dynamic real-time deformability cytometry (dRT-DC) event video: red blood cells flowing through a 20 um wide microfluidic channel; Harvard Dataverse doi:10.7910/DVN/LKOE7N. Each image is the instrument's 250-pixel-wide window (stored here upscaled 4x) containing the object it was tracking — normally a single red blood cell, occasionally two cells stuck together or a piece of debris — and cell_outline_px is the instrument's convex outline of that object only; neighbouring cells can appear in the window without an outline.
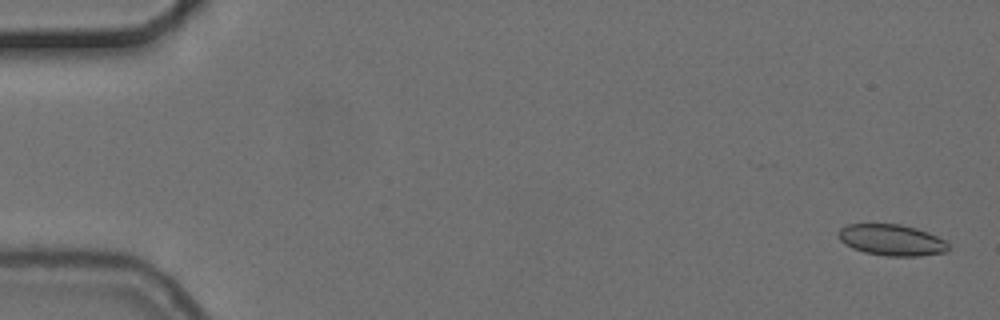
{"species": "common noctule bat (a hibernating species)", "species_latin": "Nyctalus noctula", "temperature_condition": "cold", "stored_images_in_passage": 6, "camera_frame_rate_fps": 3000, "um_per_image_px": 0.085, "animal": {"sex": "female", "body_mass_g": 24.6, "forearm_length_mm": 56.2}, "frame": {"image": 1, "passage_image": 1, "time_ms": 0.0, "image_size_px": [1000, 320], "cell_outline_px": [[948, 252], [920, 256], [884, 256], [864, 252], [852, 248], [844, 244], [840, 240], [840, 228], [848, 224], [900, 224], [916, 228], [928, 232], [944, 240], [948, 244]], "centroid_in_image_um": [75.8, 20.41], "position_along_channel_um": 9.2, "area_um2": 20.0}}
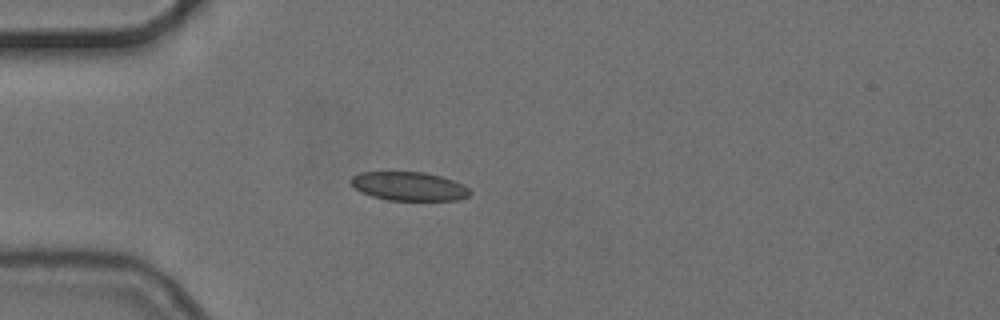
{"frame": {"image": 2, "passage_image": 5, "time_ms": 4.667, "image_size_px": [1000, 320], "cell_outline_px": [[472, 192], [468, 196], [460, 200], [388, 200], [372, 196], [360, 192], [348, 180], [352, 176], [360, 172], [424, 172], [440, 176], [464, 184]], "centroid_in_image_um": [34.76, 15.83], "position_along_channel_um": 50.2, "area_um2": 20.0}}